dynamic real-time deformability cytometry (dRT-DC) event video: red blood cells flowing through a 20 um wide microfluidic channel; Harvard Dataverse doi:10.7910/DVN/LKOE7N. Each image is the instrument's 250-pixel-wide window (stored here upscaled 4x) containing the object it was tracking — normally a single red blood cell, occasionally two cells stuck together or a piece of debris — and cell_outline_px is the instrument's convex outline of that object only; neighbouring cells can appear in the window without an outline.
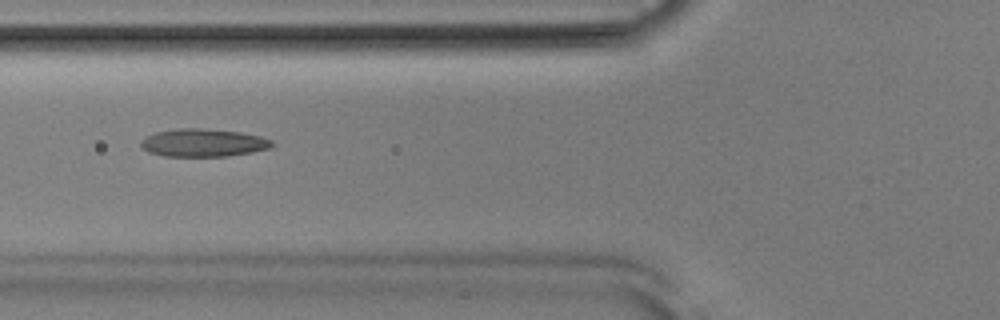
{"species": "Egyptian fruit bat (a non-hibernating species)", "species_latin": "Rousettus aegyptiacus", "temperature_condition": "room temperature", "stored_images_in_passage": 52, "camera_frame_rate_fps": 3000, "um_per_image_px": 0.085, "animal": {"sex": "male"}, "frame": {"image": 1, "passage_image": 20, "time_ms": 6.333, "image_size_px": [1000, 320], "cell_outline_px": [[276, 144], [272, 148], [252, 152], [228, 156], [164, 156], [148, 152], [140, 144], [140, 140], [156, 132], [180, 128], [200, 128], [240, 132], [260, 136], [272, 140]], "centroid_in_image_um": [17.32, 12.14], "position_along_channel_um": 108.5, "area_um2": 21.33}}
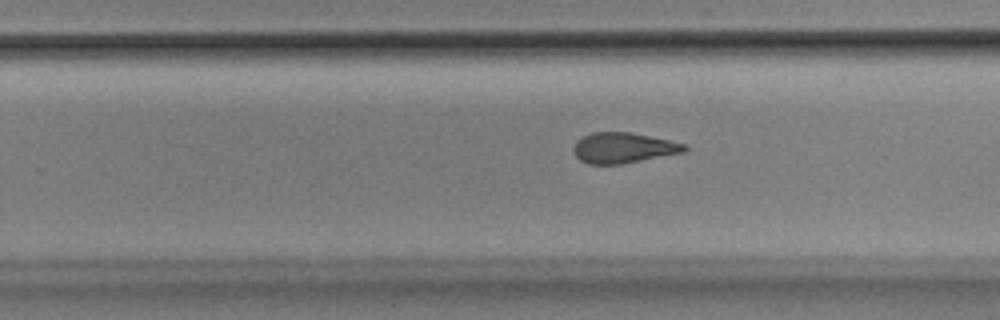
{"frame": {"image": 2, "passage_image": 33, "time_ms": 10.667, "image_size_px": [1000, 320], "cell_outline_px": [[688, 148], [684, 152], [620, 164], [588, 164], [580, 160], [576, 156], [572, 148], [576, 140], [592, 132], [632, 132], [688, 144]], "centroid_in_image_um": [52.98, 12.56], "position_along_channel_um": 276.8, "area_um2": 19.77}}
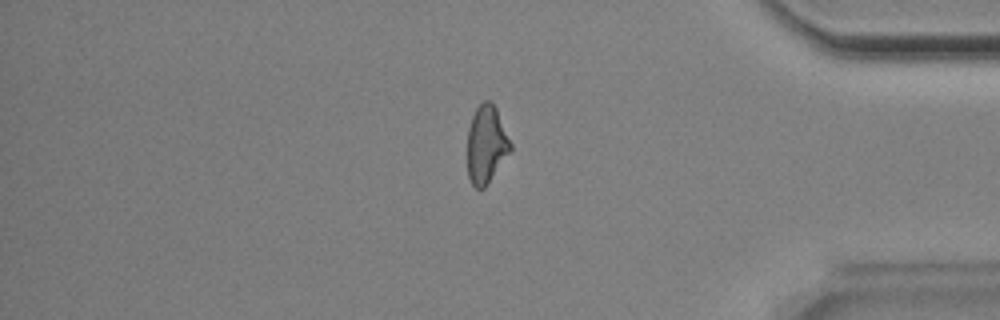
{"frame": {"image": 3, "passage_image": 44, "time_ms": 14.333, "image_size_px": [1000, 320], "cell_outline_px": [[512, 148], [484, 188], [476, 188], [472, 184], [468, 176], [468, 128], [472, 116], [476, 108], [484, 100], [492, 100], [496, 108], [512, 144]], "centroid_in_image_um": [41.33, 12.24], "position_along_channel_um": 393.9, "area_um2": 19.31}, "authors_computed_cell_mechanics": {"area_um2": 20.5479, "velocity_mm_per_s": 3.8894, "shape_relaxation_time_tau1_ms": null, "shape_relaxation_time_tau2_ms": 2.4653, "deformation_change_tau1": null, "deformation_change_tau2": 0.1125}}